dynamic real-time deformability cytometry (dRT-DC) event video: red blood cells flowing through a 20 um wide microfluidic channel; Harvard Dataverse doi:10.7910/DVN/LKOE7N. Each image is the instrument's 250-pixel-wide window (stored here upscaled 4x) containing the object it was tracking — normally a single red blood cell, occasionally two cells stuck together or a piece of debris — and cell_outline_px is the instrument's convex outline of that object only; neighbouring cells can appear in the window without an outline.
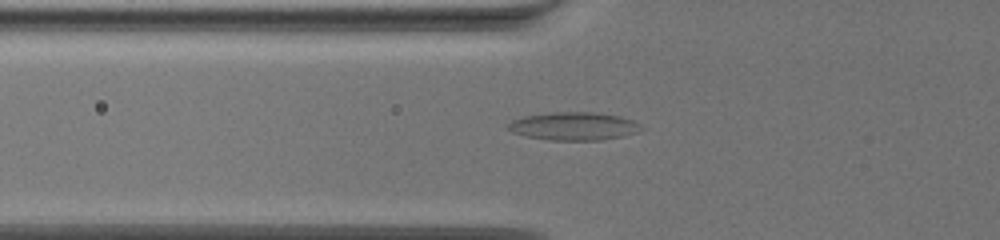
{"species": "common noctule bat (a hibernating species)", "species_latin": "Nyctalus noctula", "temperature_condition": "warm", "stored_images_in_passage": 50, "camera_frame_rate_fps": 3000, "um_per_image_px": 0.085, "animal": {"sex": "female", "body_mass_g": 19.5, "forearm_length_mm": 54.1}, "frame": {"image": 1, "passage_image": 7, "time_ms": 2.0, "image_size_px": [1000, 240], "cell_outline_px": [[644, 128], [640, 132], [624, 136], [600, 140], [548, 140], [524, 136], [512, 132], [504, 128], [512, 120], [524, 116], [552, 112], [592, 112], [620, 116], [632, 120], [640, 124]], "centroid_in_image_um": [48.76, 10.73], "position_along_channel_um": 77.0, "area_um2": 22.02}}
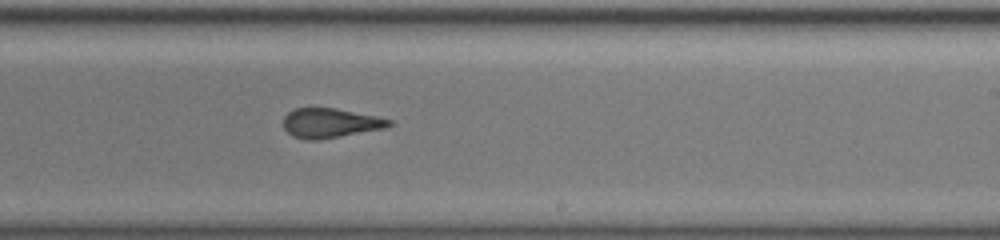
{"frame": {"image": 2, "passage_image": 25, "time_ms": 8.0, "image_size_px": [1000, 240], "cell_outline_px": [[392, 124], [384, 128], [320, 140], [304, 140], [292, 136], [284, 128], [284, 116], [288, 112], [296, 108], [336, 108], [376, 116], [392, 120]], "centroid_in_image_um": [28.05, 10.46], "position_along_channel_um": 261.0, "area_um2": 18.15}}
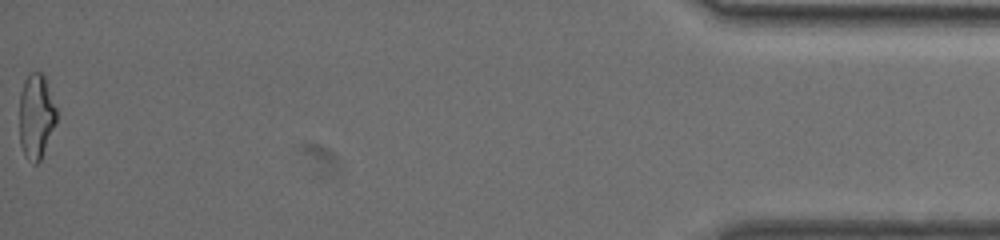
{"frame": {"image": 3, "passage_image": 50, "time_ms": 16.333, "image_size_px": [1000, 240], "cell_outline_px": [[56, 124], [40, 160], [36, 164], [32, 164], [24, 156], [20, 144], [20, 92], [24, 80], [28, 72], [40, 72], [44, 76], [56, 108]], "centroid_in_image_um": [3.06, 9.9], "position_along_channel_um": 432.1, "area_um2": 18.38}}